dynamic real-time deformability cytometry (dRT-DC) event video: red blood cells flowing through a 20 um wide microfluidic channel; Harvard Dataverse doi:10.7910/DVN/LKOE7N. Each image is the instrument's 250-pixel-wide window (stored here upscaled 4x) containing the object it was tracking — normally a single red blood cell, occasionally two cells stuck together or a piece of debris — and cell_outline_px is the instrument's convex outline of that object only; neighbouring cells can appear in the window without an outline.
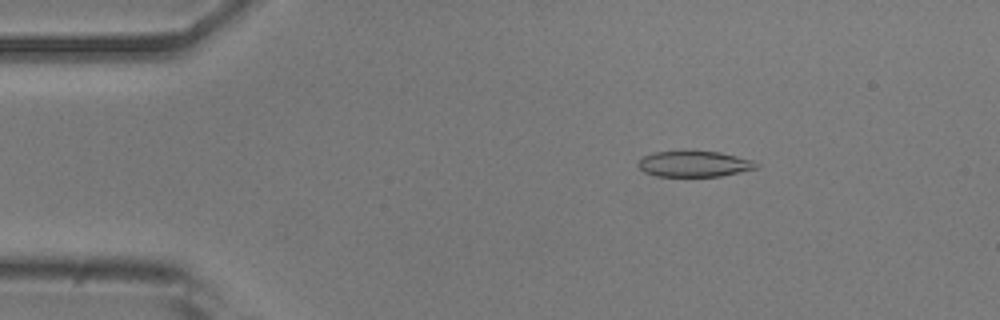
{"species": "common noctule bat (a hibernating species)", "species_latin": "Nyctalus noctula", "temperature_condition": "room temperature", "stored_images_in_passage": 4, "camera_frame_rate_fps": 3000, "um_per_image_px": 0.085, "animal": {"sex": "male", "body_mass_g": 20.5, "forearm_length_mm": 52.5}, "frame": {"image": 1, "passage_image": 1, "time_ms": 0.0, "image_size_px": [1000, 320], "cell_outline_px": [[760, 164], [756, 168], [720, 176], [656, 176], [644, 172], [636, 164], [640, 156], [652, 152], [684, 148], [720, 152], [752, 160]], "centroid_in_image_um": [58.91, 13.88], "position_along_channel_um": 26.1, "area_um2": 18.61}}
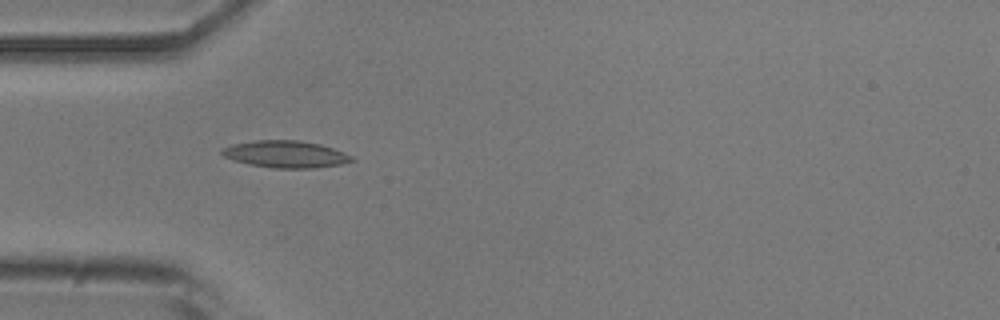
{"frame": {"image": 2, "passage_image": 3, "time_ms": 0.667, "image_size_px": [1000, 320], "cell_outline_px": [[356, 160], [340, 164], [316, 168], [272, 168], [248, 164], [232, 160], [224, 156], [220, 152], [220, 148], [232, 144], [256, 140], [296, 140], [320, 144], [344, 152], [352, 156]], "centroid_in_image_um": [24.24, 13.11], "position_along_channel_um": 60.8, "area_um2": 20.52}}
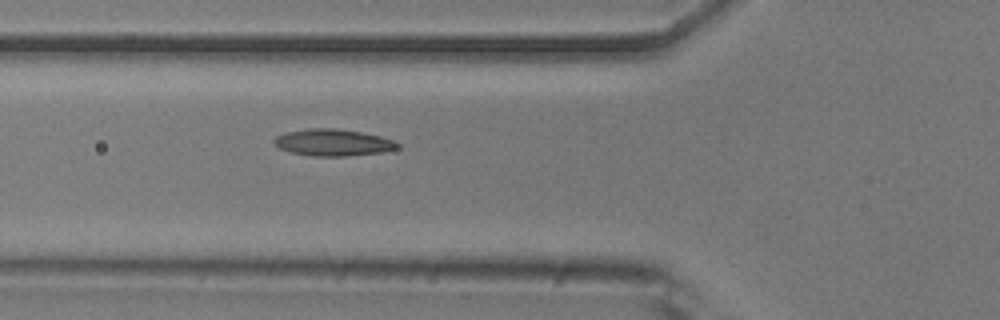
{"frame": {"image": 3, "passage_image": 4, "time_ms": 1.0, "image_size_px": [1000, 320], "cell_outline_px": [[400, 148], [380, 152], [344, 156], [312, 156], [292, 152], [280, 148], [272, 140], [276, 136], [284, 132], [308, 128], [336, 128], [360, 132], [380, 136], [392, 140], [400, 144]], "centroid_in_image_um": [28.29, 12.1], "position_along_channel_um": 97.5, "area_um2": 19.13}}